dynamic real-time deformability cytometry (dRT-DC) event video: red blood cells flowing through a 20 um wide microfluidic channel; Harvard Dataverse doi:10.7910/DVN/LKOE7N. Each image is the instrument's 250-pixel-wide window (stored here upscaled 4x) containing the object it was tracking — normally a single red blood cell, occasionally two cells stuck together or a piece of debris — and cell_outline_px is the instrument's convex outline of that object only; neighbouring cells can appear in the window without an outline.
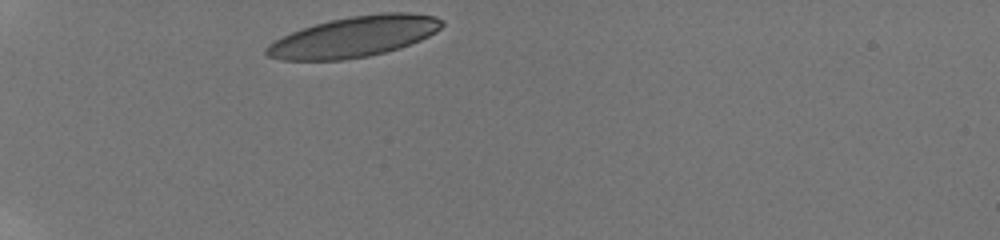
{"species": "human", "species_latin": "Homo sapiens", "temperature_condition": "room temperature", "stored_images_in_passage": 20, "camera_frame_rate_fps": 3000, "um_per_image_px": 0.085, "donor": {"sex": "male"}, "frame": {"image": 1, "passage_image": 1, "time_ms": 0.0, "image_size_px": [1000, 240], "cell_outline_px": [[444, 24], [436, 32], [420, 40], [400, 48], [368, 56], [344, 60], [280, 60], [268, 56], [264, 52], [264, 48], [268, 44], [292, 32], [328, 20], [352, 16], [380, 12], [408, 12], [436, 16], [444, 20]], "centroid_in_image_um": [30.13, 3.12], "position_along_channel_um": 54.9, "area_um2": 41.62}}
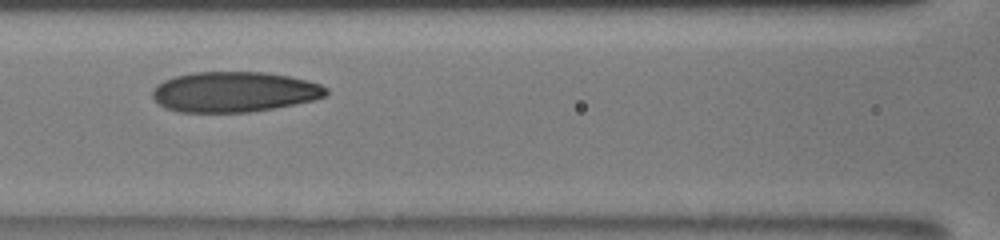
{"frame": {"image": 2, "passage_image": 7, "time_ms": 3.333, "image_size_px": [1000, 240], "cell_outline_px": [[328, 96], [312, 100], [272, 108], [248, 112], [180, 112], [164, 108], [152, 96], [152, 92], [156, 84], [164, 80], [176, 76], [192, 72], [264, 72], [288, 76], [308, 80], [320, 84], [328, 88]], "centroid_in_image_um": [19.9, 7.8], "position_along_channel_um": 146.7, "area_um2": 40.81}}
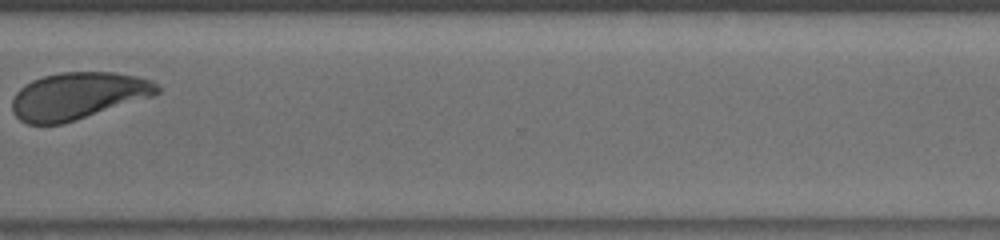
{"frame": {"image": 3, "passage_image": 16, "time_ms": 9.0, "image_size_px": [1000, 240], "cell_outline_px": [[160, 92], [152, 96], [64, 124], [28, 124], [20, 120], [12, 112], [12, 100], [16, 92], [24, 84], [32, 80], [44, 76], [60, 72], [112, 72], [136, 76], [152, 80], [160, 88]], "centroid_in_image_um": [6.6, 8.15], "position_along_channel_um": 364.0, "area_um2": 39.71}, "authors_computed_cell_mechanics": {"area_um2": 40.5178, "velocity_mm_per_s": 3.8375, "shape_relaxation_time_tau1_ms": 3.9807, "shape_relaxation_time_tau2_ms": 1.1372, "deformation_change_tau1": 0.1473, "deformation_change_tau2": 0.07}}